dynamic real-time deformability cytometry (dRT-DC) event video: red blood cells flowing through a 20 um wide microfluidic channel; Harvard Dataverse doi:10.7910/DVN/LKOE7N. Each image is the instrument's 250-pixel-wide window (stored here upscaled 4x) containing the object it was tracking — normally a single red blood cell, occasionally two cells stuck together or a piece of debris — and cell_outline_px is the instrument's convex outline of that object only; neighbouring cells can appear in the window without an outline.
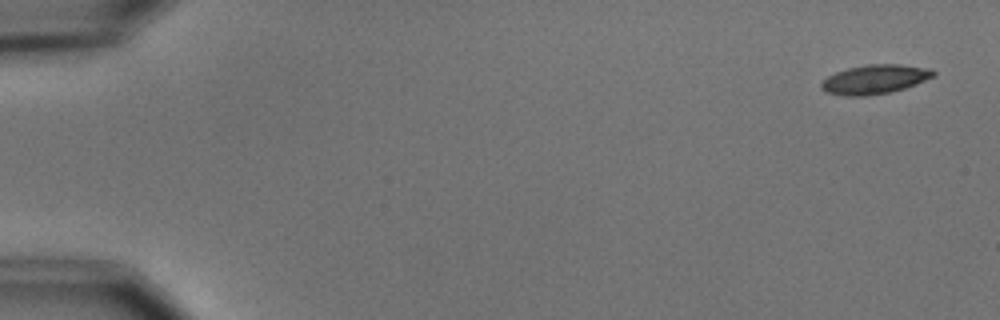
{"species": "common noctule bat (a hibernating species)", "species_latin": "Nyctalus noctula", "temperature_condition": "cold", "stored_images_in_passage": 5, "camera_frame_rate_fps": 3000, "um_per_image_px": 0.085, "animal": {"sex": "male", "body_mass_g": 15.6}, "frame": {"image": 1, "passage_image": 1, "time_ms": 0.0, "image_size_px": [1000, 320], "cell_outline_px": [[936, 76], [916, 84], [904, 88], [888, 92], [864, 96], [844, 96], [828, 92], [820, 88], [820, 84], [828, 76], [836, 72], [848, 68], [868, 64], [900, 64], [932, 68], [936, 72]], "centroid_in_image_um": [74.4, 6.73], "position_along_channel_um": 10.6, "area_um2": 19.07}}
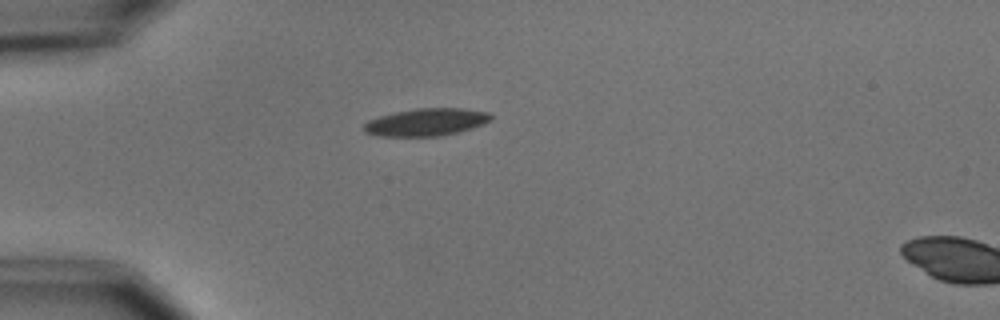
{"frame": {"image": 2, "passage_image": 4, "time_ms": 4.333, "image_size_px": [1000, 320], "cell_outline_px": [[492, 120], [484, 124], [472, 128], [440, 136], [380, 136], [364, 132], [364, 124], [368, 120], [392, 112], [416, 108], [460, 108], [488, 112], [492, 116]], "centroid_in_image_um": [36.23, 10.37], "position_along_channel_um": 48.8, "area_um2": 20.35}}